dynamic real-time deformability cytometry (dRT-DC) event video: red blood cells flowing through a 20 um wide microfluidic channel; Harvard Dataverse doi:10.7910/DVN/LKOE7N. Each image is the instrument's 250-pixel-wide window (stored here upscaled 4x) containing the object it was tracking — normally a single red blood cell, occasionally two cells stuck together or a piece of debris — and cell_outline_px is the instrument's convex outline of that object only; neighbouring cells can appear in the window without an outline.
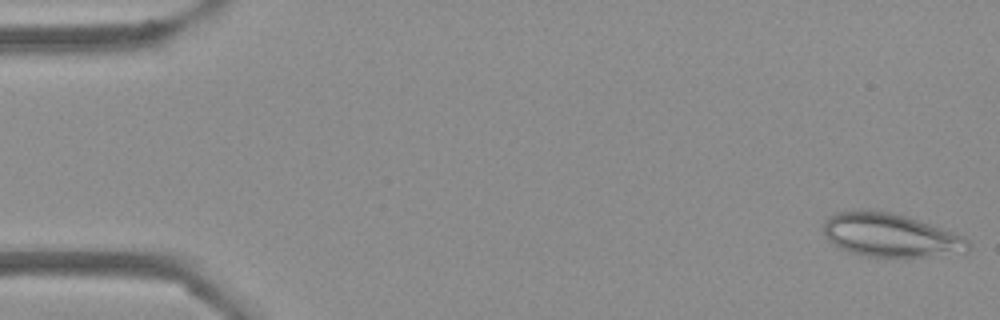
{"species": "Egyptian fruit bat (a non-hibernating species)", "species_latin": "Rousettus aegyptiacus", "temperature_condition": "cold", "stored_images_in_passage": 52, "camera_frame_rate_fps": 3000, "um_per_image_px": 0.085, "frame": {"image": 1, "passage_image": 1, "time_ms": 0.0, "image_size_px": [1000, 320], "cell_outline_px": [[972, 244], [964, 252], [924, 256], [868, 256], [848, 252], [840, 248], [828, 240], [824, 236], [824, 220], [828, 216], [836, 212], [864, 208], [868, 208], [892, 212], [964, 236]], "centroid_in_image_um": [75.61, 19.96], "position_along_channel_um": 9.4, "area_um2": 36.53}}
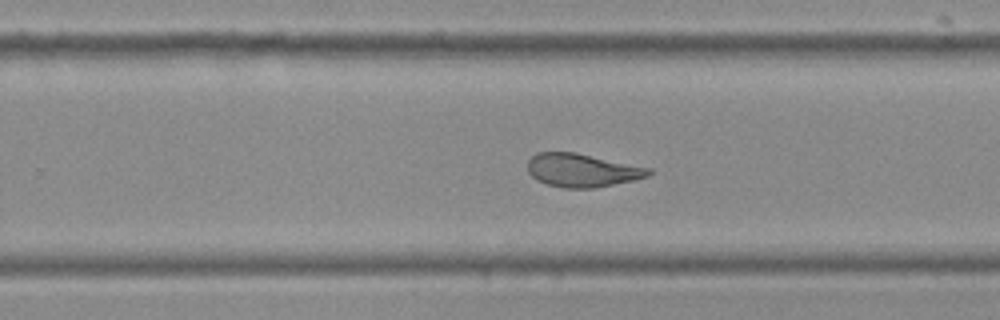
{"frame": {"image": 2, "passage_image": 33, "time_ms": 10.667, "image_size_px": [1000, 320], "cell_outline_px": [[652, 172], [648, 176], [632, 180], [592, 188], [564, 188], [548, 184], [536, 180], [528, 172], [528, 160], [536, 152], [576, 152], [652, 168]], "centroid_in_image_um": [49.47, 14.46], "position_along_channel_um": 280.3, "area_um2": 23.47}}
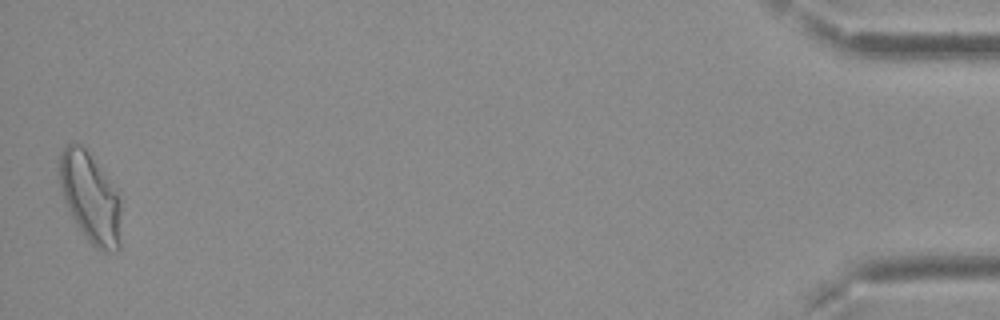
{"frame": {"image": 3, "passage_image": 52, "time_ms": 17.0, "image_size_px": [1000, 320], "cell_outline_px": [[120, 248], [116, 252], [100, 252], [84, 236], [72, 216], [64, 200], [60, 188], [60, 156], [64, 148], [68, 144], [80, 144], [84, 148], [120, 192]], "centroid_in_image_um": [7.71, 16.86], "position_along_channel_um": 427.5, "area_um2": 32.25}, "authors_computed_cell_mechanics": {"area_um2": 26.2701, "velocity_mm_per_s": 3.7749, "shape_relaxation_time_tau1_ms": 10.5096, "shape_relaxation_time_tau2_ms": 1.877, "deformation_change_tau1": 0.2413, "deformation_change_tau2": 0.0968}}